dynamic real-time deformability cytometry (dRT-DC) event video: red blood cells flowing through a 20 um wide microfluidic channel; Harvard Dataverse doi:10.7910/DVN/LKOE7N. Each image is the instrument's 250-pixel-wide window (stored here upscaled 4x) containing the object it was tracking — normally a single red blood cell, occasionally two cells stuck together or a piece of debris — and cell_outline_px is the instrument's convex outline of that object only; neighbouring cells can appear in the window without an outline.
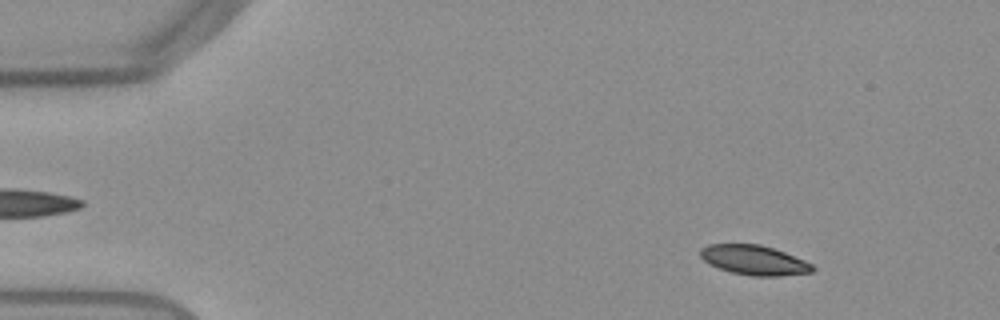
{"species": "Egyptian fruit bat (a non-hibernating species)", "species_latin": "Rousettus aegyptiacus", "temperature_condition": "warm", "stored_images_in_passage": 52, "camera_frame_rate_fps": 3000, "um_per_image_px": 0.085, "frame": {"image": 1, "passage_image": 6, "time_ms": 1.667, "image_size_px": [1000, 320], "cell_outline_px": [[816, 268], [812, 272], [780, 276], [752, 276], [732, 272], [708, 264], [700, 256], [700, 248], [708, 244], [760, 244], [784, 252], [804, 260], [812, 264]], "centroid_in_image_um": [64.09, 22.11], "position_along_channel_um": 20.9, "area_um2": 19.36}}
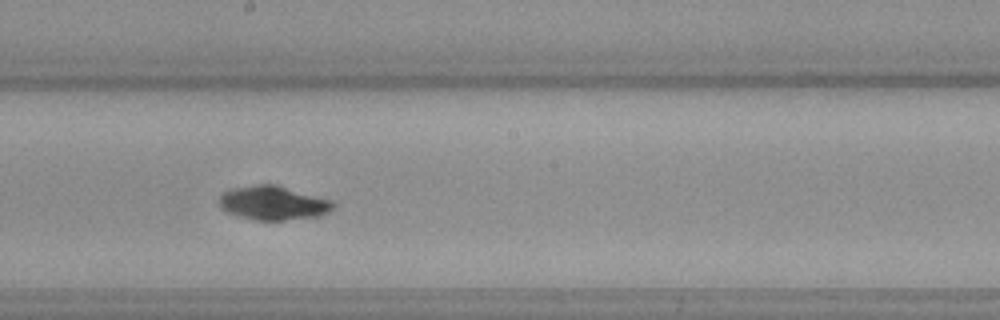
{"frame": {"image": 2, "passage_image": 29, "time_ms": 9.333, "image_size_px": [1000, 320], "cell_outline_px": [[336, 204], [328, 212], [320, 216], [284, 220], [252, 220], [236, 216], [224, 212], [220, 208], [216, 200], [224, 192], [232, 188], [264, 184], [268, 184], [332, 200]], "centroid_in_image_um": [23.14, 17.29], "position_along_channel_um": 225.1, "area_um2": 22.43}}
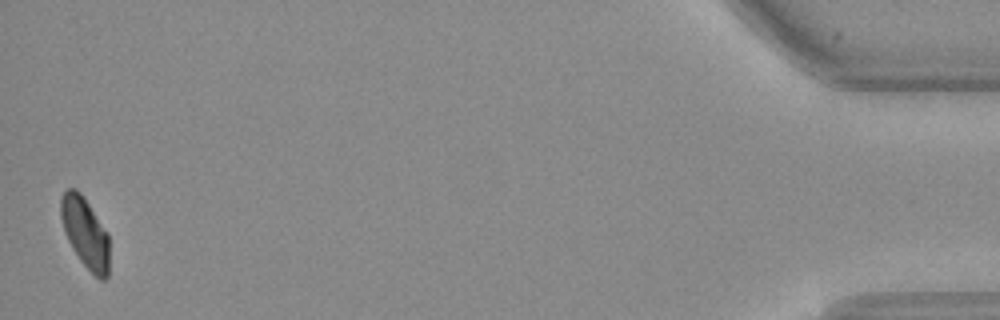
{"frame": {"image": 3, "passage_image": 52, "time_ms": 17.0, "image_size_px": [1000, 320], "cell_outline_px": [[108, 276], [104, 280], [100, 280], [80, 260], [72, 248], [64, 232], [60, 216], [60, 196], [68, 188], [76, 188], [80, 192], [108, 232]], "centroid_in_image_um": [7.22, 19.75], "position_along_channel_um": 428.0, "area_um2": 19.83}, "authors_computed_cell_mechanics": {"area_um2": 20.519, "velocity_mm_per_s": 3.8389, "shape_relaxation_time_tau1_ms": 6.2892, "shape_relaxation_time_tau2_ms": null, "deformation_change_tau1": 0.1552, "deformation_change_tau2": null}}